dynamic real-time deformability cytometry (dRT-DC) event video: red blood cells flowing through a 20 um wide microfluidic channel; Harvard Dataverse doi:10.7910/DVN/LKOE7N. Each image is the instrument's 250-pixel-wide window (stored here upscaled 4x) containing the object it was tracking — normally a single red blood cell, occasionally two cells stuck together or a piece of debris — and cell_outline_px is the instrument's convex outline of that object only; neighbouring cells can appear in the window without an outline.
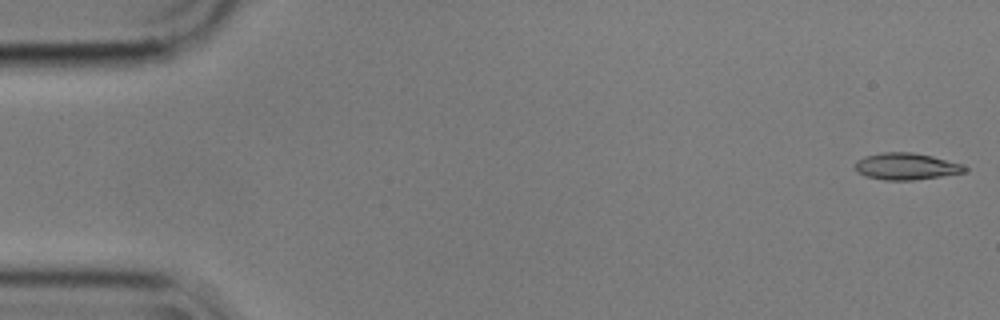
{"species": "common noctule bat (a hibernating species)", "species_latin": "Nyctalus noctula", "temperature_condition": "cold", "stored_images_in_passage": 55, "camera_frame_rate_fps": 3000, "um_per_image_px": 0.085, "animal": {"sex": "male", "body_mass_g": 17.9}, "frame": {"image": 1, "passage_image": 1, "time_ms": 0.0, "image_size_px": [1000, 320], "cell_outline_px": [[968, 168], [964, 172], [940, 176], [912, 180], [884, 180], [864, 176], [856, 172], [856, 160], [864, 156], [880, 152], [912, 152], [932, 156], [964, 164]], "centroid_in_image_um": [77.0, 14.13], "position_along_channel_um": 8.0, "area_um2": 17.17}}
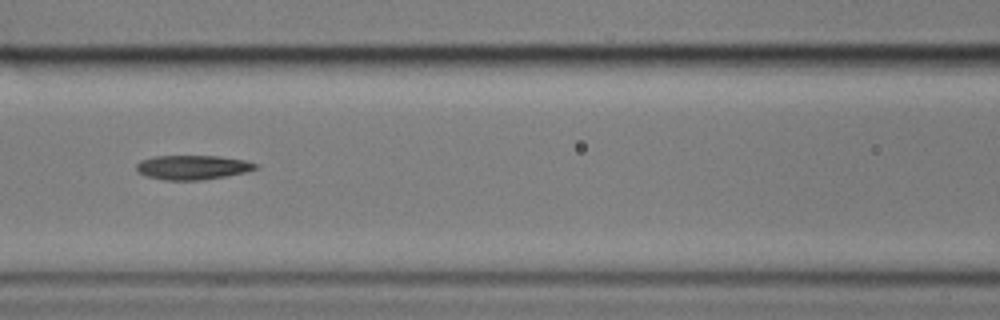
{"frame": {"image": 2, "passage_image": 24, "time_ms": 7.667, "image_size_px": [1000, 320], "cell_outline_px": [[260, 168], [244, 172], [224, 176], [200, 180], [164, 180], [144, 176], [136, 172], [136, 164], [140, 160], [156, 156], [220, 156], [244, 160], [260, 164]], "centroid_in_image_um": [16.35, 14.22], "position_along_channel_um": 150.2, "area_um2": 17.05}}
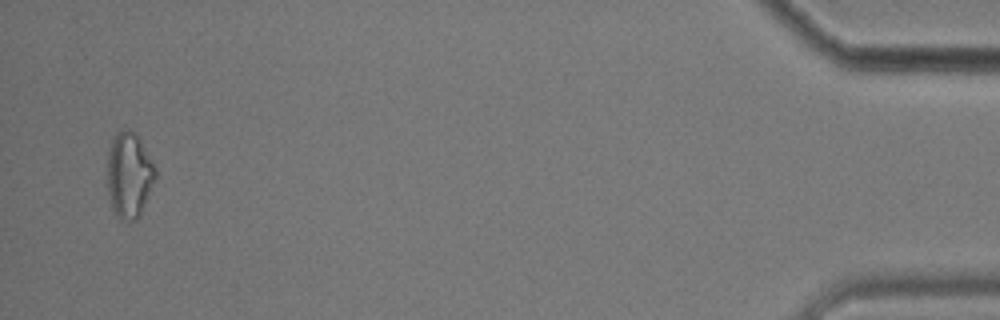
{"frame": {"image": 3, "passage_image": 54, "time_ms": 17.667, "image_size_px": [1000, 320], "cell_outline_px": [[156, 176], [140, 216], [136, 220], [120, 220], [112, 208], [108, 192], [108, 152], [112, 140], [116, 132], [124, 128], [128, 128], [136, 132], [156, 168]], "centroid_in_image_um": [10.98, 14.85], "position_along_channel_um": 424.2, "area_um2": 23.99}, "authors_computed_cell_mechanics": {"area_um2": 17.2244, "velocity_mm_per_s": 3.5729, "shape_relaxation_time_tau1_ms": 3.9716, "shape_relaxation_time_tau2_ms": 6.7761, "deformation_change_tau1": 0.1727, "deformation_change_tau2": 0.1883}}